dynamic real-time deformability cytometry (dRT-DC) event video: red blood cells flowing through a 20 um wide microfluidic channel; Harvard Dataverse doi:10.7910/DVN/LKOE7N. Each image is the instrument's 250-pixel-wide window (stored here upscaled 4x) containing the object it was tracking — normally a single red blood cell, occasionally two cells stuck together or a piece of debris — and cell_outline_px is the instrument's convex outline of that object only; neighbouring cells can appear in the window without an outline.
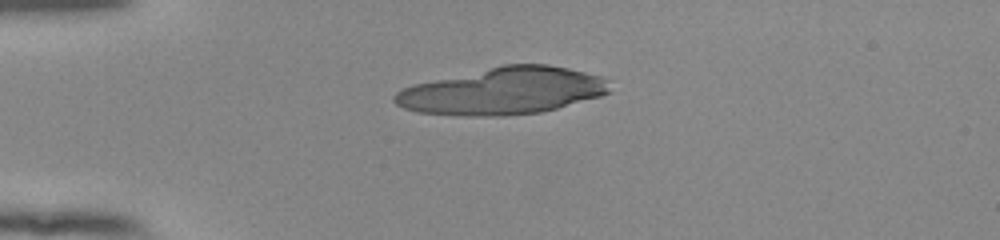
{"species": "human", "species_latin": "Homo sapiens", "temperature_condition": "room temperature", "stored_images_in_passage": 40, "camera_frame_rate_fps": 3000, "um_per_image_px": 0.085, "donor": {"sex": "female"}, "frame": {"image": 1, "passage_image": 1, "time_ms": 0.0, "image_size_px": [1000, 240], "cell_outline_px": [[612, 92], [600, 96], [556, 108], [540, 112], [504, 116], [460, 116], [416, 112], [404, 108], [396, 104], [392, 100], [392, 96], [400, 88], [412, 84], [504, 64], [548, 64], [568, 68], [600, 76], [608, 80]], "centroid_in_image_um": [42.7, 7.74], "position_along_channel_um": 42.3, "area_um2": 59.19}}